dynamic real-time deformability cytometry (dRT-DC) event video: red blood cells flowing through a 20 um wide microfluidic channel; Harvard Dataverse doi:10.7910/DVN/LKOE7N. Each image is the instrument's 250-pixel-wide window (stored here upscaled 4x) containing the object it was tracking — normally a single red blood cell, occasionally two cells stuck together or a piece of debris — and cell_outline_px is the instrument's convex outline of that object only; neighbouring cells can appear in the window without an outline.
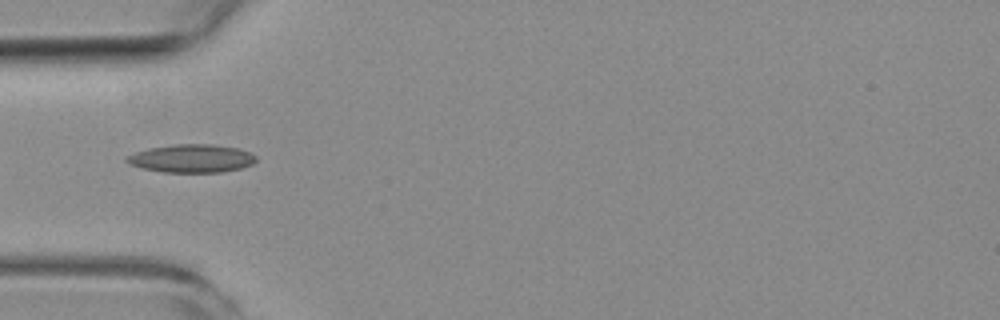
{"species": "common noctule bat (a hibernating species)", "species_latin": "Nyctalus noctula", "temperature_condition": "room temperature", "stored_images_in_passage": 5, "camera_frame_rate_fps": 3000, "um_per_image_px": 0.085, "animal": {"sex": "female", "body_mass_g": 19.3, "forearm_length_mm": 54.1}, "frame": {"image": 1, "passage_image": 4, "time_ms": 3.333, "image_size_px": [1000, 320], "cell_outline_px": [[256, 160], [252, 164], [240, 168], [220, 172], [164, 172], [140, 168], [128, 164], [124, 160], [124, 156], [148, 148], [172, 144], [212, 144], [240, 148], [252, 152], [256, 156]], "centroid_in_image_um": [16.26, 13.46], "position_along_channel_um": 68.7, "area_um2": 21.5}}